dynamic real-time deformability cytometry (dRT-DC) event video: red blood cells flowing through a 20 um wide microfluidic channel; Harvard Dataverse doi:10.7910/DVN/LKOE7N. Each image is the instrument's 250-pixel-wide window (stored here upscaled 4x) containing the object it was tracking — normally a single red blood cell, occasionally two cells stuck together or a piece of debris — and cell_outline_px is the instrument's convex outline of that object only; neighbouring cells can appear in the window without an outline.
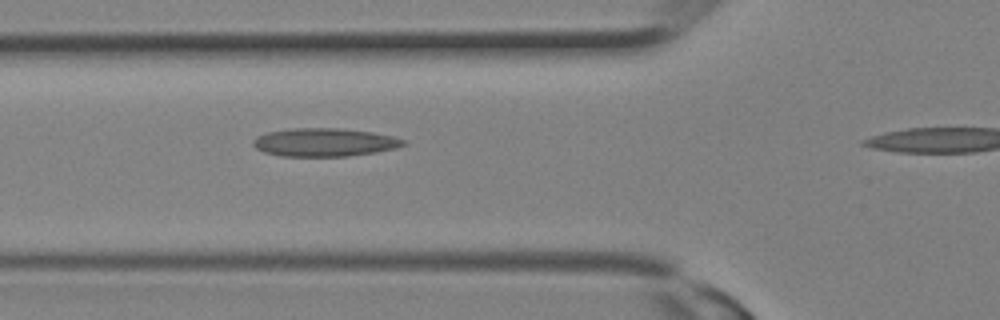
{"species": "Egyptian fruit bat (a non-hibernating species)", "species_latin": "Rousettus aegyptiacus", "temperature_condition": "room temperature", "stored_images_in_passage": 7, "segment_of_instrument_passage": [1, 2], "camera_frame_rate_fps": 3000, "um_per_image_px": 0.085, "animal": {"sex": "female"}, "frame": {"image": 1, "passage_image": 6, "time_ms": 1.667, "image_size_px": [1000, 320], "cell_outline_px": [[408, 144], [396, 148], [376, 152], [348, 156], [280, 156], [264, 152], [256, 148], [252, 144], [252, 140], [256, 136], [268, 132], [288, 128], [340, 128], [372, 132], [392, 136], [404, 140]], "centroid_in_image_um": [27.56, 12.09], "position_along_channel_um": 98.2, "area_um2": 24.85}}